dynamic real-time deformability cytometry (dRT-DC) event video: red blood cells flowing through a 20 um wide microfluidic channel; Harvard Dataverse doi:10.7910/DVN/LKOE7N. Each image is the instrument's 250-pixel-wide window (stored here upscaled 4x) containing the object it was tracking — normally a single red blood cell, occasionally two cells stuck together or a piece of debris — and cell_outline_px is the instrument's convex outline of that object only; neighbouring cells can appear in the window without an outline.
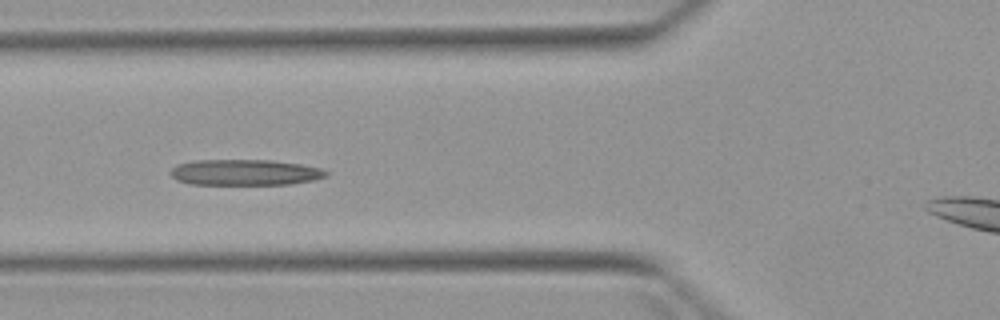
{"species": "Egyptian fruit bat (a non-hibernating species)", "species_latin": "Rousettus aegyptiacus", "temperature_condition": "warm", "stored_images_in_passage": 6, "camera_frame_rate_fps": 3000, "um_per_image_px": 0.085, "animal": {"sex": "female"}, "frame": {"image": 1, "passage_image": 5, "time_ms": 4.667, "image_size_px": [1000, 320], "cell_outline_px": [[328, 176], [316, 180], [288, 184], [188, 184], [176, 180], [168, 172], [176, 164], [196, 160], [272, 160], [300, 164], [320, 168], [328, 172]], "centroid_in_image_um": [20.8, 14.65], "position_along_channel_um": 105.0, "area_um2": 23.58}}